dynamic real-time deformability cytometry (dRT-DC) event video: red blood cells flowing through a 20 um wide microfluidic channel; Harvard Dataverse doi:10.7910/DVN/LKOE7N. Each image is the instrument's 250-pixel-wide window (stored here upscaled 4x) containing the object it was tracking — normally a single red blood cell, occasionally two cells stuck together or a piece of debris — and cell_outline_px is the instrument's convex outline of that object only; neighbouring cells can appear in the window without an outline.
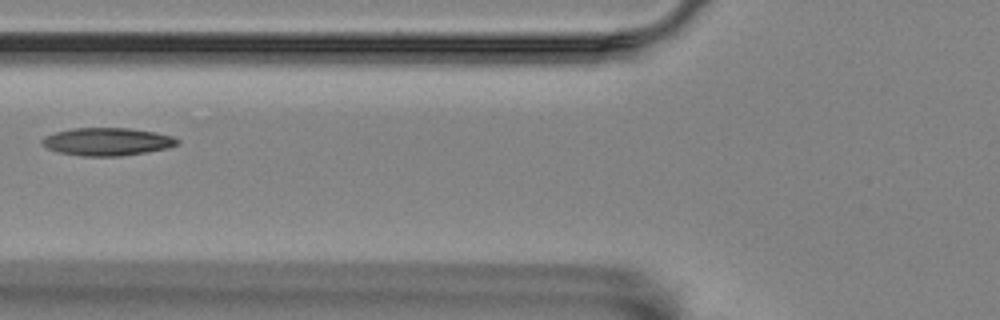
{"species": "Egyptian fruit bat (a non-hibernating species)", "species_latin": "Rousettus aegyptiacus", "temperature_condition": "room temperature", "stored_images_in_passage": 11, "camera_frame_rate_fps": 3000, "um_per_image_px": 0.085, "animal": {"sex": "female"}, "frame": {"image": 1, "passage_image": 2, "time_ms": 0.333, "image_size_px": [1000, 320], "cell_outline_px": [[180, 140], [176, 144], [168, 148], [148, 152], [120, 156], [84, 156], [60, 152], [48, 148], [40, 144], [40, 140], [44, 136], [56, 132], [72, 128], [128, 128], [156, 132], [172, 136]], "centroid_in_image_um": [9.1, 12.04], "position_along_channel_um": 116.7, "area_um2": 21.91}}
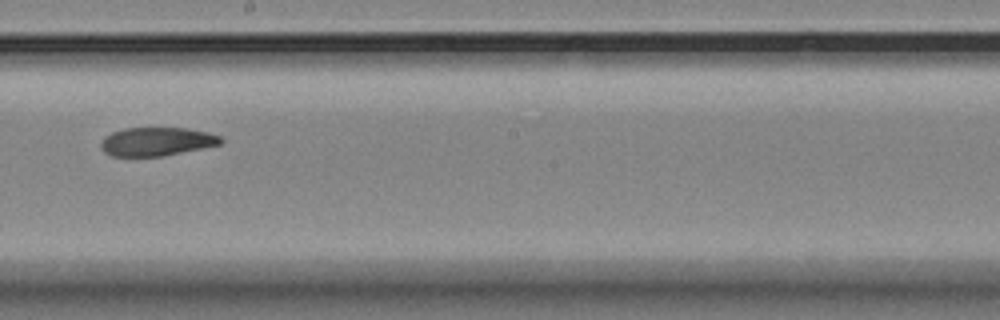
{"frame": {"image": 2, "passage_image": 5, "time_ms": 1.333, "image_size_px": [1000, 320], "cell_outline_px": [[224, 140], [220, 144], [160, 156], [112, 156], [104, 152], [100, 148], [100, 144], [104, 136], [112, 132], [124, 128], [184, 128], [208, 132], [220, 136]], "centroid_in_image_um": [13.27, 12.02], "position_along_channel_um": 234.9, "area_um2": 19.77}}
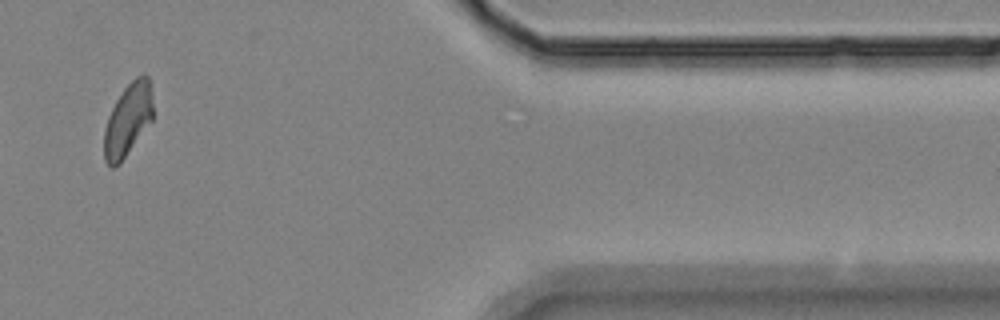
{"frame": {"image": 3, "passage_image": 10, "time_ms": 3.0, "image_size_px": [1000, 320], "cell_outline_px": [[152, 120], [120, 164], [112, 168], [104, 160], [104, 128], [108, 116], [116, 100], [124, 88], [136, 76], [144, 72], [148, 76], [152, 92]], "centroid_in_image_um": [10.87, 10.17], "position_along_channel_um": 400.5, "area_um2": 20.75}}